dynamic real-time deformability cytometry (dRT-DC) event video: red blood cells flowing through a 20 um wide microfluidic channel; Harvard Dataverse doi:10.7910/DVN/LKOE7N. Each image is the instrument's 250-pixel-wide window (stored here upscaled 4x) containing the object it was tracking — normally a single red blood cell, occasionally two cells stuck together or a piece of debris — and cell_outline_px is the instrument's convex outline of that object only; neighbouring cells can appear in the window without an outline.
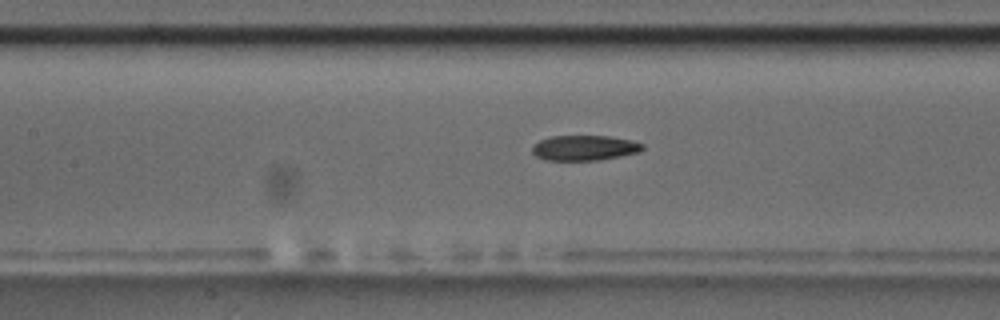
{"species": "common noctule bat (a hibernating species)", "species_latin": "Nyctalus noctula", "temperature_condition": "room temperature", "stored_images_in_passage": 36, "camera_frame_rate_fps": 3000, "um_per_image_px": 0.085, "animal": {"sex": "male", "body_mass_g": 17.5, "forearm_length_mm": 52.3}, "frame": {"image": 1, "passage_image": 11, "time_ms": 3.333, "image_size_px": [1000, 320], "cell_outline_px": [[644, 148], [640, 152], [620, 156], [596, 160], [544, 160], [536, 156], [532, 152], [532, 148], [540, 140], [552, 136], [608, 136], [632, 140], [644, 144]], "centroid_in_image_um": [49.7, 12.57], "position_along_channel_um": 157.7, "area_um2": 16.13}}
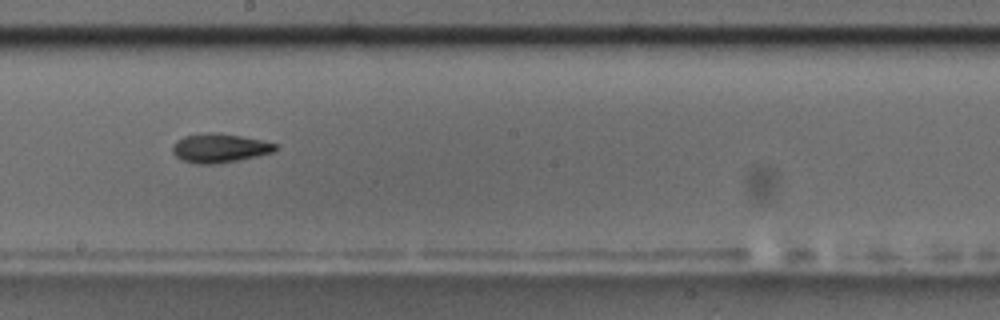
{"frame": {"image": 2, "passage_image": 17, "time_ms": 5.333, "image_size_px": [1000, 320], "cell_outline_px": [[276, 148], [272, 152], [256, 156], [216, 164], [196, 164], [184, 160], [176, 156], [172, 152], [172, 148], [176, 140], [184, 136], [208, 132], [216, 132], [240, 136], [260, 140], [276, 144]], "centroid_in_image_um": [18.61, 12.58], "position_along_channel_um": 229.6, "area_um2": 17.11}}
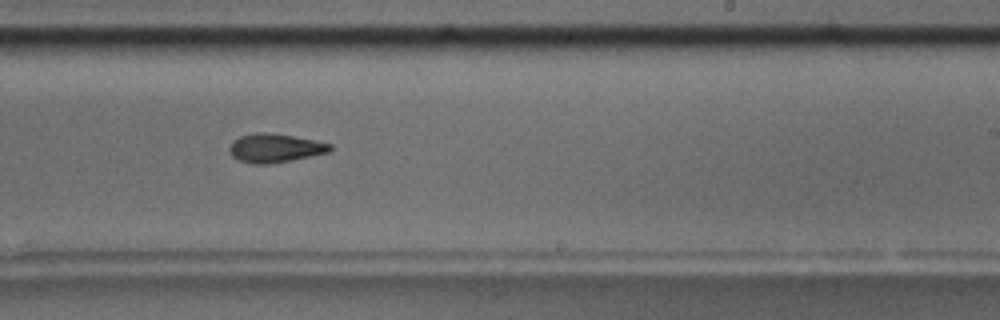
{"frame": {"image": 3, "passage_image": 20, "time_ms": 6.333, "image_size_px": [1000, 320], "cell_outline_px": [[332, 148], [328, 152], [272, 164], [252, 164], [240, 160], [232, 156], [228, 152], [228, 148], [232, 140], [240, 136], [256, 132], [264, 132], [292, 136], [316, 140], [332, 144]], "centroid_in_image_um": [23.33, 12.58], "position_along_channel_um": 265.7, "area_um2": 16.88}}